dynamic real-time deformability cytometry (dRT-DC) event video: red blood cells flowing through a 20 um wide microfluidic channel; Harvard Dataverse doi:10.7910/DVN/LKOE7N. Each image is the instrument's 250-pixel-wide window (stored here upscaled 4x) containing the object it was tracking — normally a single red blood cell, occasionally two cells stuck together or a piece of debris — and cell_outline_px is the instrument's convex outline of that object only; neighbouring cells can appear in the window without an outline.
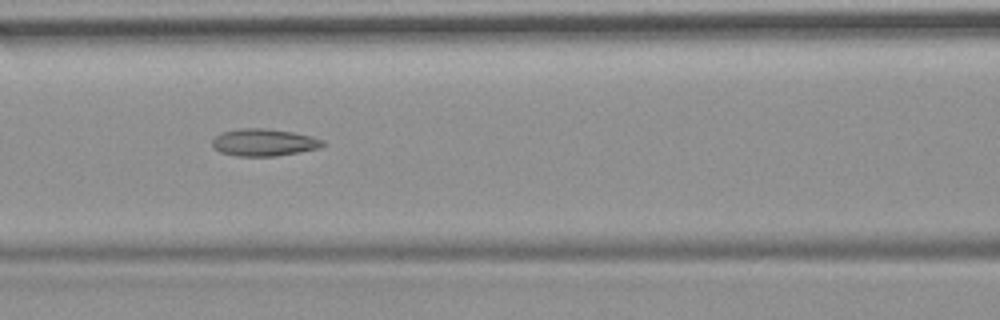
{"species": "common noctule bat (a hibernating species)", "species_latin": "Nyctalus noctula", "temperature_condition": "room temperature", "stored_images_in_passage": 9, "camera_frame_rate_fps": 3000, "um_per_image_px": 0.085, "animal": {"sex": "female", "body_mass_g": 19.9}, "frame": {"image": 1, "passage_image": 7, "time_ms": 7.0, "image_size_px": [1000, 320], "cell_outline_px": [[324, 144], [320, 148], [276, 156], [236, 156], [220, 152], [212, 144], [212, 140], [220, 132], [240, 128], [264, 128], [292, 132], [312, 136], [324, 140]], "centroid_in_image_um": [22.43, 12.1], "position_along_channel_um": 144.2, "area_um2": 17.51}}
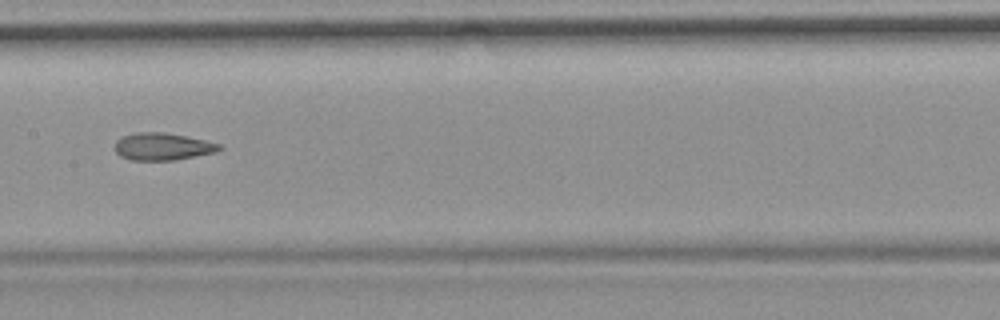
{"frame": {"image": 2, "passage_image": 8, "time_ms": 8.333, "image_size_px": [1000, 320], "cell_outline_px": [[224, 148], [216, 152], [176, 160], [128, 160], [120, 156], [112, 148], [116, 140], [124, 136], [136, 132], [164, 132], [204, 140], [220, 144]], "centroid_in_image_um": [13.78, 12.46], "position_along_channel_um": 193.6, "area_um2": 16.76}}